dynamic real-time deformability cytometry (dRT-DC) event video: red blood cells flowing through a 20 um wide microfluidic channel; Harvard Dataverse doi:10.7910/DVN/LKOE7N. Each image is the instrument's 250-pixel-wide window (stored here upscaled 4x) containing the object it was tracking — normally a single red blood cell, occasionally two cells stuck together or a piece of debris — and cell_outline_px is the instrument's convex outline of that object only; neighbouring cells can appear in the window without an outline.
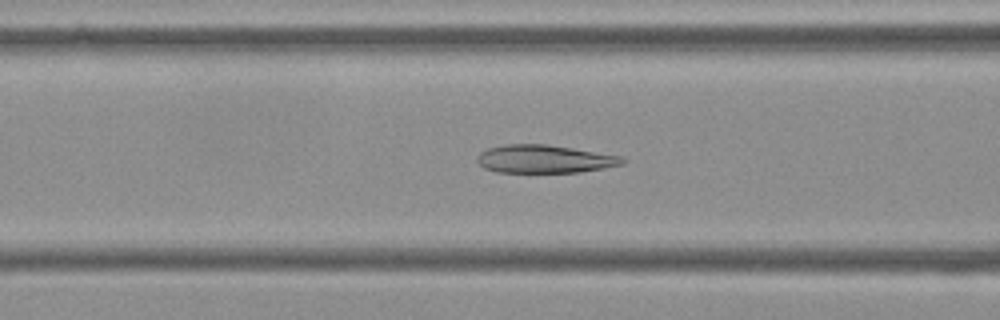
{"species": "Egyptian fruit bat (a non-hibernating species)", "species_latin": "Rousettus aegyptiacus", "temperature_condition": "cold", "stored_images_in_passage": 42, "camera_frame_rate_fps": 3000, "um_per_image_px": 0.085, "frame": {"image": 1, "passage_image": 8, "time_ms": 2.333, "image_size_px": [1000, 320], "cell_outline_px": [[628, 160], [624, 164], [604, 168], [580, 172], [496, 172], [484, 168], [476, 160], [476, 156], [480, 152], [488, 148], [504, 144], [548, 144], [620, 156]], "centroid_in_image_um": [46.26, 13.51], "position_along_channel_um": 120.3, "area_um2": 23.81}}
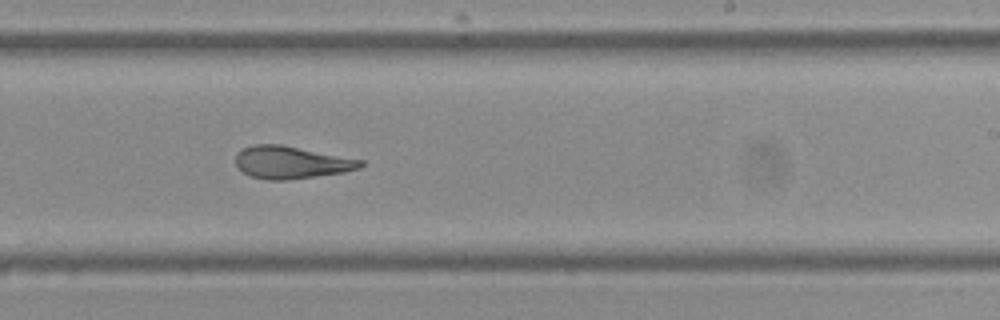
{"frame": {"image": 2, "passage_image": 20, "time_ms": 6.333, "image_size_px": [1000, 320], "cell_outline_px": [[364, 164], [360, 168], [344, 172], [284, 180], [268, 180], [252, 176], [244, 172], [236, 164], [236, 152], [252, 144], [280, 144], [364, 160]], "centroid_in_image_um": [24.76, 13.79], "position_along_channel_um": 264.2, "area_um2": 23.41}}
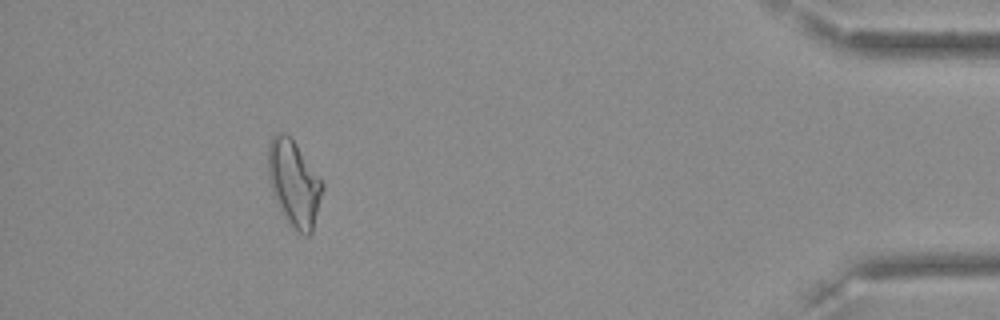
{"frame": {"image": 3, "passage_image": 37, "time_ms": 12.0, "image_size_px": [1000, 320], "cell_outline_px": [[324, 188], [312, 232], [308, 236], [304, 236], [280, 212], [276, 204], [268, 180], [268, 144], [272, 136], [276, 132], [284, 132], [296, 144], [324, 184]], "centroid_in_image_um": [24.97, 15.57], "position_along_channel_um": 410.2, "area_um2": 27.05}, "authors_computed_cell_mechanics": {"area_um2": 24.5939, "velocity_mm_per_s": 3.5925, "shape_relaxation_time_tau1_ms": 8.0592, "shape_relaxation_time_tau2_ms": 2.7442, "deformation_change_tau1": 0.2004, "deformation_change_tau2": 0.1009}}